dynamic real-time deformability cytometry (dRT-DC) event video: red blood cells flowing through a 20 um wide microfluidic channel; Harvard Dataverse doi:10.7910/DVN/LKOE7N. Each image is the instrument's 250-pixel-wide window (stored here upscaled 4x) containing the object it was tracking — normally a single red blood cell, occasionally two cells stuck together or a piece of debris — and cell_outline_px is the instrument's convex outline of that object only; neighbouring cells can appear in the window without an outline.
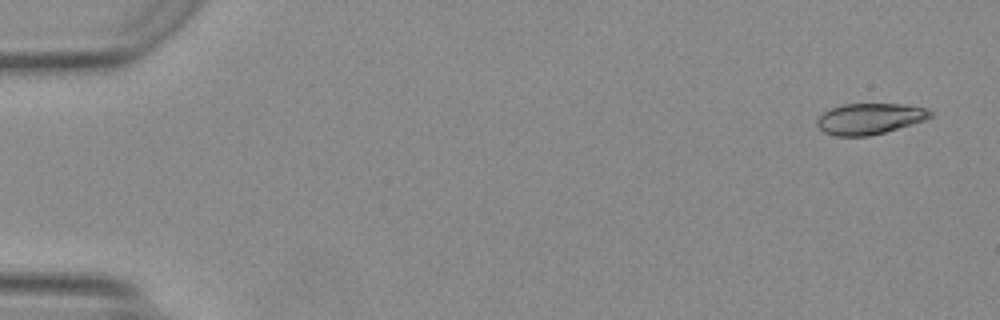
{"species": "Egyptian fruit bat (a non-hibernating species)", "species_latin": "Rousettus aegyptiacus", "temperature_condition": "warm", "stored_images_in_passage": 49, "camera_frame_rate_fps": 3000, "um_per_image_px": 0.085, "animal": {"sex": "female"}, "frame": {"image": 1, "passage_image": 2, "time_ms": 0.333, "image_size_px": [1000, 320], "cell_outline_px": [[932, 116], [924, 120], [884, 132], [868, 136], [836, 136], [824, 132], [816, 124], [816, 120], [824, 112], [832, 108], [844, 104], [904, 104], [928, 108], [932, 112]], "centroid_in_image_um": [73.92, 10.08], "position_along_channel_um": 11.1, "area_um2": 20.29}}
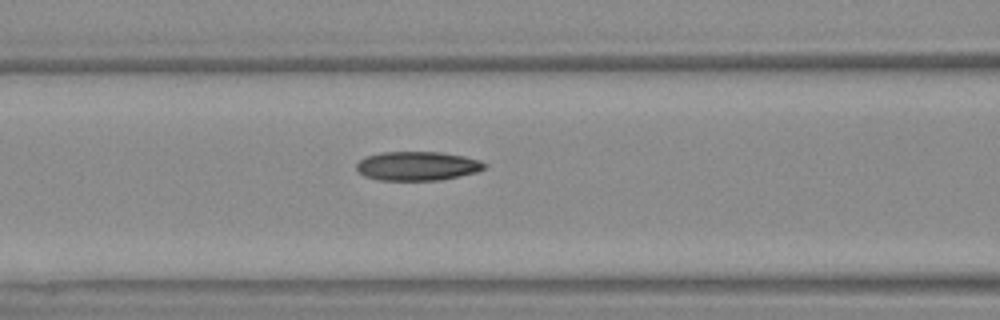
{"frame": {"image": 2, "passage_image": 21, "time_ms": 6.667, "image_size_px": [1000, 320], "cell_outline_px": [[488, 164], [484, 168], [476, 172], [440, 180], [380, 180], [364, 176], [356, 168], [356, 164], [360, 160], [368, 156], [380, 152], [440, 152], [464, 156], [480, 160]], "centroid_in_image_um": [35.48, 14.1], "position_along_channel_um": 131.1, "area_um2": 21.56}}
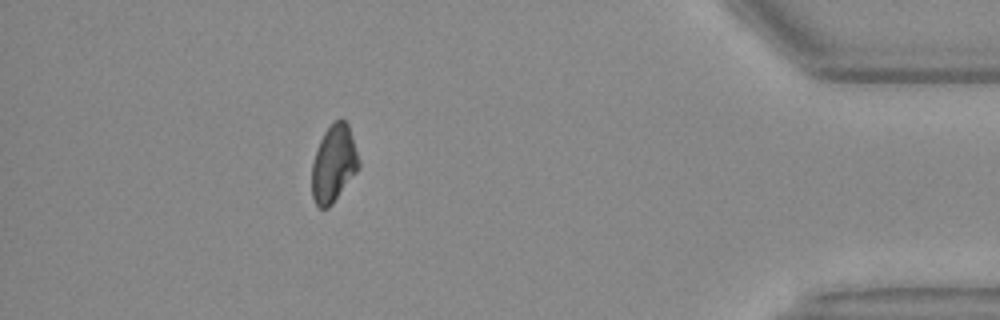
{"frame": {"image": 3, "passage_image": 44, "time_ms": 14.333, "image_size_px": [1000, 320], "cell_outline_px": [[360, 164], [356, 172], [332, 204], [328, 208], [320, 208], [316, 204], [312, 196], [312, 164], [320, 140], [324, 132], [336, 120], [344, 120], [348, 124]], "centroid_in_image_um": [28.35, 13.93], "position_along_channel_um": 406.8, "area_um2": 20.58}, "authors_computed_cell_mechanics": {"area_um2": 21.3282, "velocity_mm_per_s": 4.207, "shape_relaxation_time_tau1_ms": 4.7397, "shape_relaxation_time_tau2_ms": 2.4037, "deformation_change_tau1": 0.153, "deformation_change_tau2": 0.071}}